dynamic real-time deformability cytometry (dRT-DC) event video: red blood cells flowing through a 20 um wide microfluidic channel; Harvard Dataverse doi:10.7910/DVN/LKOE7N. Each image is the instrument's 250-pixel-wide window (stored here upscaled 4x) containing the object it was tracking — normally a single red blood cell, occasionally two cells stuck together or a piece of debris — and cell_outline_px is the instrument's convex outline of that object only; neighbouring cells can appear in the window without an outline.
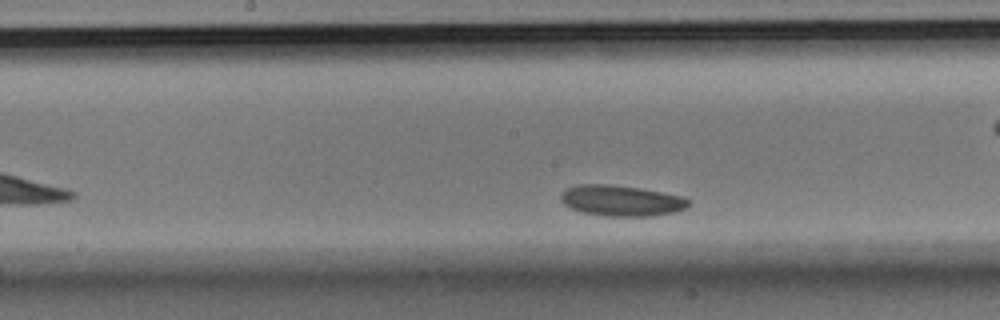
{"species": "Egyptian fruit bat (a non-hibernating species)", "species_latin": "Rousettus aegyptiacus", "temperature_condition": "room temperature", "stored_images_in_passage": 28, "camera_frame_rate_fps": 3000, "um_per_image_px": 0.085, "animal": {"sex": "male"}, "frame": {"image": 1, "passage_image": 9, "time_ms": 2.667, "image_size_px": [1000, 320], "cell_outline_px": [[688, 204], [684, 208], [676, 212], [652, 216], [604, 216], [580, 212], [564, 204], [560, 200], [560, 196], [568, 188], [580, 184], [608, 184], [640, 188], [684, 196], [688, 200]], "centroid_in_image_um": [52.81, 17.06], "position_along_channel_um": 195.4, "area_um2": 22.89}}
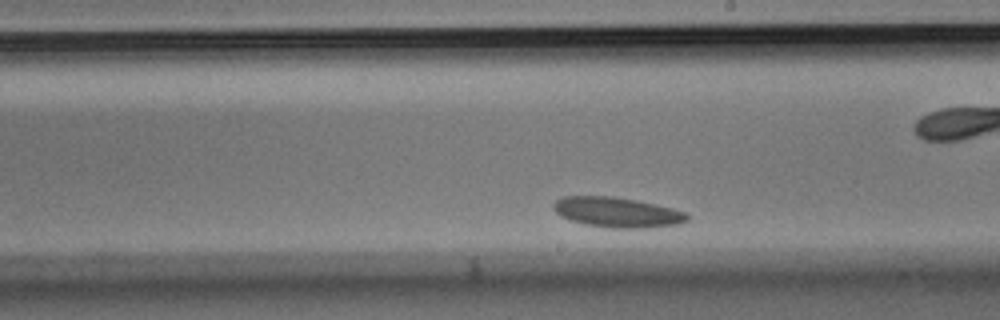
{"frame": {"image": 2, "passage_image": 13, "time_ms": 4.0, "image_size_px": [1000, 320], "cell_outline_px": [[688, 220], [680, 224], [648, 228], [608, 228], [584, 224], [560, 216], [552, 208], [552, 204], [556, 200], [564, 196], [612, 196], [636, 200], [672, 208], [684, 212], [688, 216]], "centroid_in_image_um": [52.44, 18.05], "position_along_channel_um": 236.6, "area_um2": 23.52}}